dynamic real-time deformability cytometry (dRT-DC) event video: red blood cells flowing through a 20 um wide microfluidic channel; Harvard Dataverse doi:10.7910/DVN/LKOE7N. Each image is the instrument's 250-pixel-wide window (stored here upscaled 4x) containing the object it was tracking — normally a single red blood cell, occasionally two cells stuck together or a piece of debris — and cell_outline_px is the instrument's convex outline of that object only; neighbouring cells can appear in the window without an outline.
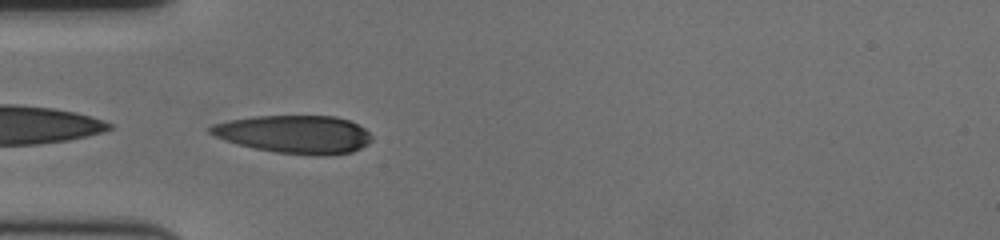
{"species": "human", "species_latin": "Homo sapiens", "temperature_condition": "cold", "stored_images_in_passage": 41, "camera_frame_rate_fps": 3000, "um_per_image_px": 0.085, "donor": {"sex": "female"}, "frame": {"image": 1, "passage_image": 1, "time_ms": 0.0, "image_size_px": [1000, 240], "cell_outline_px": [[372, 140], [368, 144], [352, 152], [324, 156], [316, 156], [276, 152], [252, 148], [236, 144], [224, 140], [208, 132], [208, 128], [212, 124], [228, 120], [252, 116], [336, 116], [348, 120], [364, 128], [372, 136]], "centroid_in_image_um": [25.02, 11.42], "position_along_channel_um": 60.0, "area_um2": 36.01}}
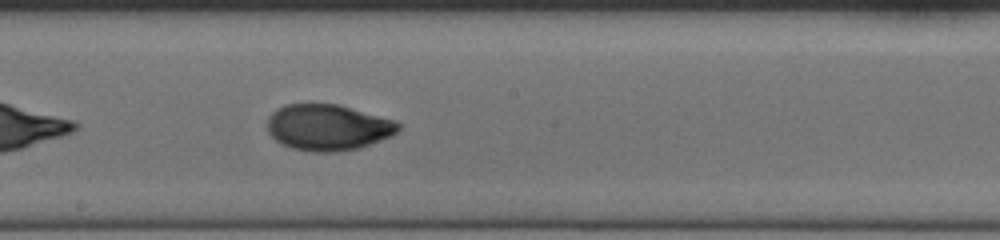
{"frame": {"image": 2, "passage_image": 15, "time_ms": 4.667, "image_size_px": [1000, 240], "cell_outline_px": [[400, 128], [392, 136], [360, 148], [336, 152], [312, 152], [292, 148], [276, 140], [268, 132], [268, 116], [276, 108], [284, 104], [336, 104], [392, 120], [400, 124]], "centroid_in_image_um": [27.85, 10.84], "position_along_channel_um": 220.4, "area_um2": 34.97}}
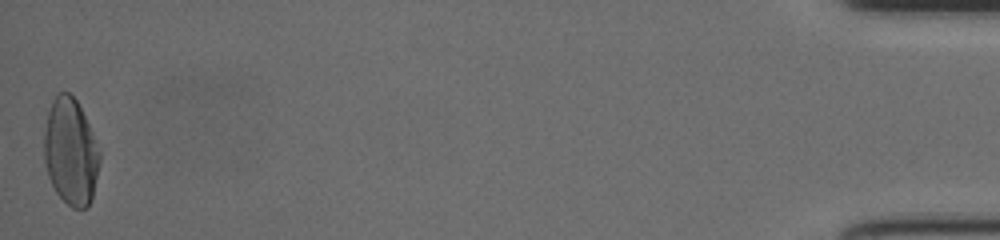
{"frame": {"image": 3, "passage_image": 41, "time_ms": 13.333, "image_size_px": [1000, 240], "cell_outline_px": [[100, 160], [92, 200], [84, 208], [72, 208], [56, 192], [48, 176], [44, 160], [44, 132], [48, 112], [52, 100], [56, 92], [68, 92], [76, 100], [92, 132], [100, 152]], "centroid_in_image_um": [5.99, 12.89], "position_along_channel_um": 429.2, "area_um2": 34.33}, "authors_computed_cell_mechanics": {"area_um2": 34.391, "velocity_mm_per_s": 3.5307, "shape_relaxation_time_tau1_ms": 5.0015, "shape_relaxation_time_tau2_ms": 1.0676, "deformation_change_tau1": 0.22, "deformation_change_tau2": 0.0364}}